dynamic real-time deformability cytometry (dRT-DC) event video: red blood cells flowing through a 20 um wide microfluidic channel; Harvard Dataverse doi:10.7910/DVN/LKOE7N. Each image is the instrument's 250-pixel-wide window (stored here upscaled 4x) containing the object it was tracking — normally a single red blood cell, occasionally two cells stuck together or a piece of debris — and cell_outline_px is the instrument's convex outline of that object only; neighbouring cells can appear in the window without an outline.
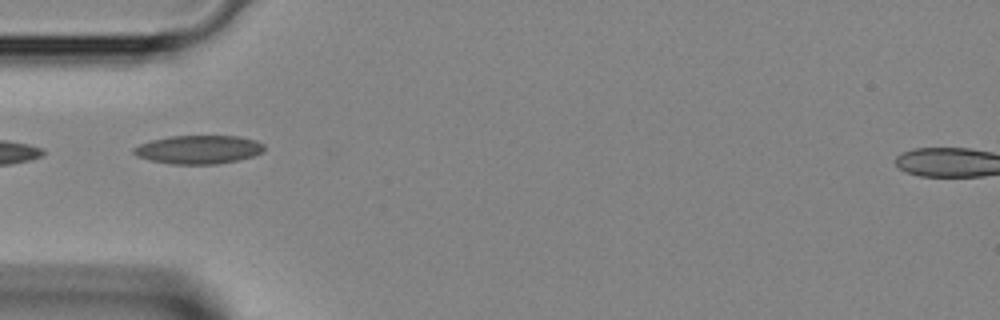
{"species": "Egyptian fruit bat (a non-hibernating species)", "species_latin": "Rousettus aegyptiacus", "temperature_condition": "room temperature", "stored_images_in_passage": 3, "camera_frame_rate_fps": 3000, "um_per_image_px": 0.085, "animal": {"sex": "female"}, "frame": {"image": 1, "passage_image": 1, "time_ms": 0.0, "image_size_px": [1000, 320], "cell_outline_px": [[264, 152], [252, 156], [236, 160], [216, 164], [172, 164], [152, 160], [136, 156], [132, 152], [132, 148], [140, 144], [152, 140], [172, 136], [240, 136], [256, 140], [264, 144]], "centroid_in_image_um": [16.89, 12.7], "position_along_channel_um": 68.1, "area_um2": 21.62}}